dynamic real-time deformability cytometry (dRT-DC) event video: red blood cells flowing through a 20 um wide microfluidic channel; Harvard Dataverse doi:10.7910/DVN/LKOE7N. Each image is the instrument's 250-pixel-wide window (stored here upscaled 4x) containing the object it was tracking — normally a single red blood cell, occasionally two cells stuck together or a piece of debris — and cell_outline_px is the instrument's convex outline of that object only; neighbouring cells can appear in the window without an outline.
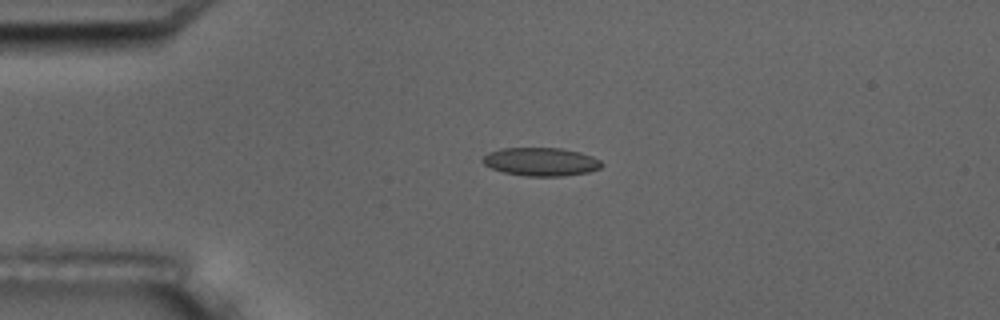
{"species": "common noctule bat (a hibernating species)", "species_latin": "Nyctalus noctula", "temperature_condition": "room temperature", "stored_images_in_passage": 4, "camera_frame_rate_fps": 3000, "um_per_image_px": 0.085, "animal": {"sex": "male", "body_mass_g": 17.5, "forearm_length_mm": 52.3}, "frame": {"image": 1, "passage_image": 3, "time_ms": 2.333, "image_size_px": [1000, 320], "cell_outline_px": [[604, 164], [600, 168], [588, 172], [564, 176], [524, 176], [504, 172], [492, 168], [484, 164], [480, 160], [488, 152], [500, 148], [560, 148], [580, 152], [592, 156], [600, 160]], "centroid_in_image_um": [45.97, 13.74], "position_along_channel_um": 39.0, "area_um2": 19.71}}